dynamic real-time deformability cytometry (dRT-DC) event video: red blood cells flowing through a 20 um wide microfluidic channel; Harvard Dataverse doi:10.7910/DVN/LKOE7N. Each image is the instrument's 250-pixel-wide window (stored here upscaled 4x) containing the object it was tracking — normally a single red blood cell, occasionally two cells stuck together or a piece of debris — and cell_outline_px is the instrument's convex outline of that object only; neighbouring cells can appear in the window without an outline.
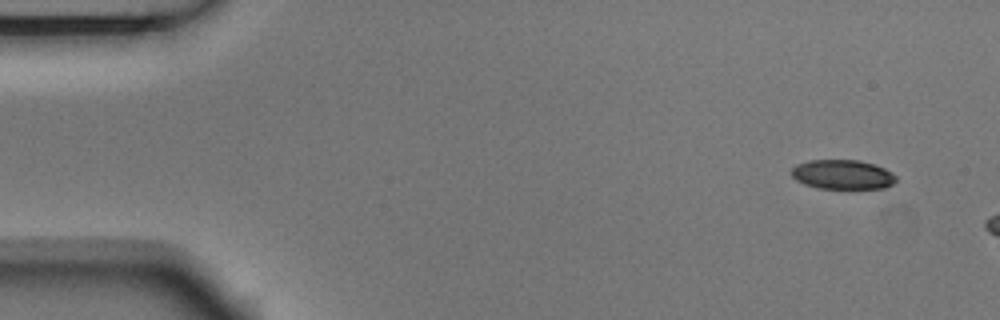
{"species": "Egyptian fruit bat (a non-hibernating species)", "species_latin": "Rousettus aegyptiacus", "temperature_condition": "room temperature", "stored_images_in_passage": 3, "camera_frame_rate_fps": 3000, "um_per_image_px": 0.085, "animal": {"sex": "male"}, "frame": {"image": 1, "passage_image": 1, "time_ms": 0.0, "image_size_px": [1000, 320], "cell_outline_px": [[896, 180], [892, 184], [884, 188], [816, 188], [804, 184], [796, 180], [792, 176], [792, 168], [796, 164], [808, 160], [860, 160], [884, 168], [892, 172], [896, 176]], "centroid_in_image_um": [71.6, 14.83], "position_along_channel_um": 13.4, "area_um2": 17.92}}